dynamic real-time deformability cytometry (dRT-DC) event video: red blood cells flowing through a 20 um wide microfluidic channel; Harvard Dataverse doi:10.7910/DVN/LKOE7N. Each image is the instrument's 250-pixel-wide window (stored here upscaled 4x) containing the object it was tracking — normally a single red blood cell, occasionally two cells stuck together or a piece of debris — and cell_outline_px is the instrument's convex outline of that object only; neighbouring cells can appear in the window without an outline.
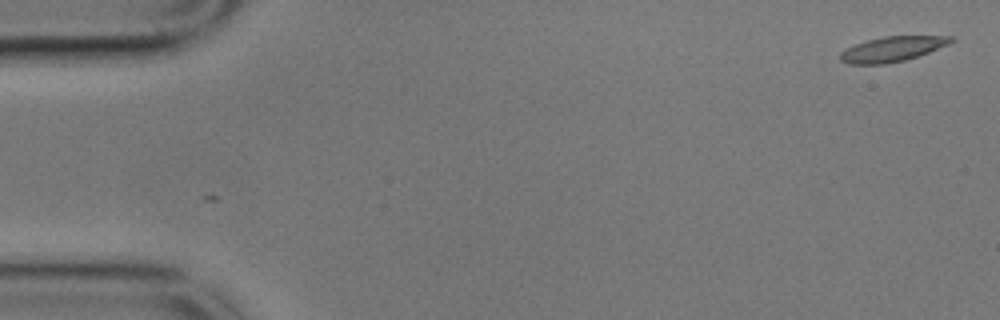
{"species": "common noctule bat (a hibernating species)", "species_latin": "Nyctalus noctula", "temperature_condition": "cold", "stored_images_in_passage": 2, "camera_frame_rate_fps": 3000, "um_per_image_px": 0.085, "animal": {"sex": "male", "body_mass_g": 17.9}, "frame": {"image": 1, "passage_image": 1, "time_ms": 0.0, "image_size_px": [1000, 320], "cell_outline_px": [[956, 40], [948, 44], [928, 52], [904, 60], [884, 64], [848, 64], [840, 60], [840, 52], [856, 44], [868, 40], [884, 36], [952, 36]], "centroid_in_image_um": [75.84, 4.17], "position_along_channel_um": 9.2, "area_um2": 15.9}}